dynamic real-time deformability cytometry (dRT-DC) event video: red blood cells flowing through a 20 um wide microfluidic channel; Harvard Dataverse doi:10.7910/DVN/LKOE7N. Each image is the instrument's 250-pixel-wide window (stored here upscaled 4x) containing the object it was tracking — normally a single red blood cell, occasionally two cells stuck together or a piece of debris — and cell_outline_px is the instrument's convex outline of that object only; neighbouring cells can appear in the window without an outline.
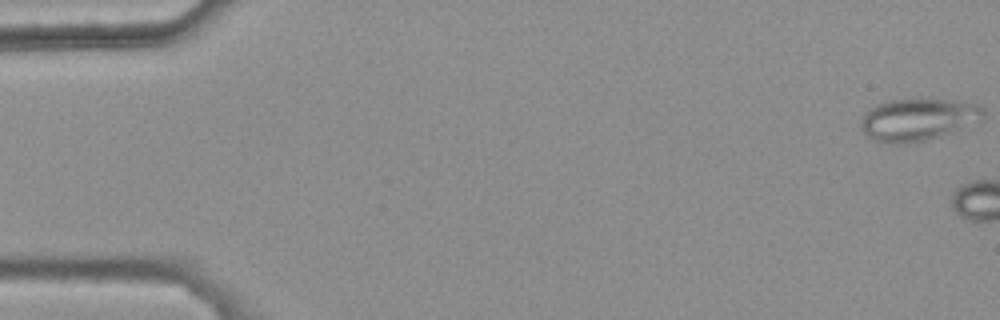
{"species": "common noctule bat (a hibernating species)", "species_latin": "Nyctalus noctula", "temperature_condition": "warm", "stored_images_in_passage": 5, "camera_frame_rate_fps": 3000, "um_per_image_px": 0.085, "animal": {"sex": "female", "body_mass_g": 25.1}, "frame": {"image": 1, "passage_image": 1, "time_ms": 0.0, "image_size_px": [1000, 320], "cell_outline_px": [[984, 120], [940, 136], [928, 140], [904, 144], [880, 144], [872, 140], [864, 132], [860, 124], [868, 108], [876, 104], [888, 100], [912, 96], [920, 96], [956, 100], [980, 104], [984, 108]], "centroid_in_image_um": [78.05, 10.12], "position_along_channel_um": 7.0, "area_um2": 31.56}}